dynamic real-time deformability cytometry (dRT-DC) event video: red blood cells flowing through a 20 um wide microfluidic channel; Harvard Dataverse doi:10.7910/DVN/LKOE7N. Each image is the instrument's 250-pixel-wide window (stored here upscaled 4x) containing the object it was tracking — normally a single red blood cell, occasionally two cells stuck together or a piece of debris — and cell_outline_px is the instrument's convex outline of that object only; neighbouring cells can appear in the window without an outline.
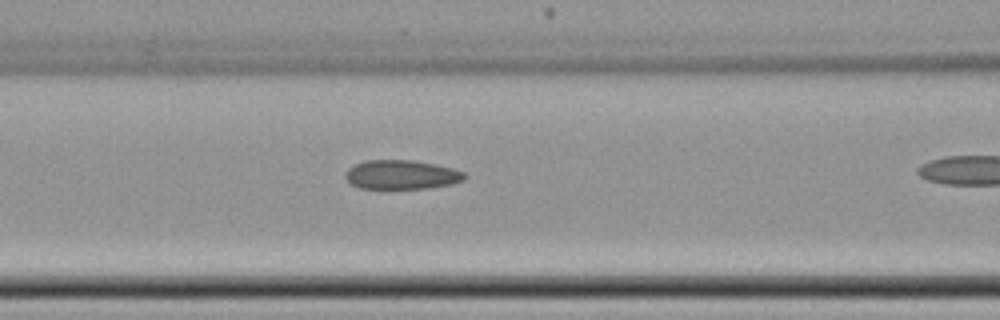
{"species": "common noctule bat (a hibernating species)", "species_latin": "Nyctalus noctula", "temperature_condition": "cold", "stored_images_in_passage": 27, "camera_frame_rate_fps": 3000, "um_per_image_px": 0.085, "animal": {"sex": "female", "body_mass_g": 22.7, "forearm_length_mm": 54.2}, "frame": {"image": 1, "passage_image": 20, "time_ms": 6.333, "image_size_px": [1000, 320], "cell_outline_px": [[468, 176], [464, 180], [452, 184], [428, 188], [360, 188], [352, 184], [344, 176], [344, 172], [348, 168], [364, 160], [412, 160], [436, 164], [452, 168], [464, 172]], "centroid_in_image_um": [34.14, 14.84], "position_along_channel_um": 132.5, "area_um2": 20.29}}
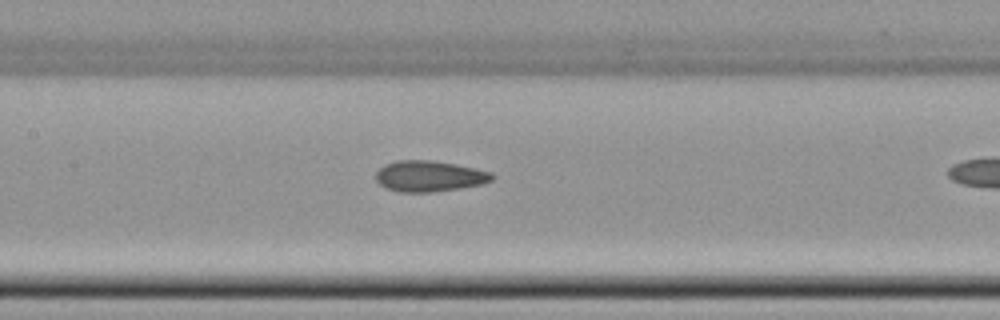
{"frame": {"image": 2, "passage_image": 23, "time_ms": 7.333, "image_size_px": [1000, 320], "cell_outline_px": [[496, 176], [492, 180], [484, 184], [460, 188], [432, 192], [400, 192], [384, 188], [376, 180], [376, 172], [384, 164], [396, 160], [432, 160], [456, 164], [476, 168], [492, 172]], "centroid_in_image_um": [36.51, 14.97], "position_along_channel_um": 170.9, "area_um2": 21.21}}